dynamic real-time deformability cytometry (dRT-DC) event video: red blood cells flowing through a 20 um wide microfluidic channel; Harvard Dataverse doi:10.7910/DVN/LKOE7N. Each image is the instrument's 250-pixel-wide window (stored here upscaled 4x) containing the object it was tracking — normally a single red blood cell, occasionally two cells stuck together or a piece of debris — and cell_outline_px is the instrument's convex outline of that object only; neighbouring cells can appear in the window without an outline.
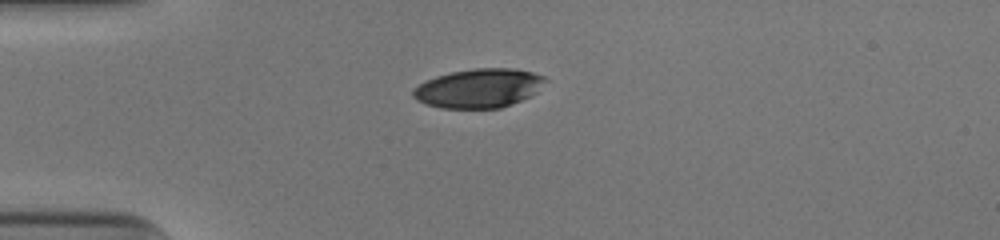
{"species": "human", "species_latin": "Homo sapiens", "temperature_condition": "cold", "stored_images_in_passage": 39, "camera_frame_rate_fps": 3000, "um_per_image_px": 0.085, "donor": {"sex": "male"}, "frame": {"image": 1, "passage_image": 1, "time_ms": 0.0, "image_size_px": [1000, 240], "cell_outline_px": [[548, 80], [536, 92], [520, 100], [500, 108], [440, 108], [416, 100], [412, 96], [412, 92], [420, 84], [436, 76], [452, 72], [472, 68], [512, 68], [532, 72], [544, 76]], "centroid_in_image_um": [40.71, 7.49], "position_along_channel_um": 44.3, "area_um2": 29.82}}
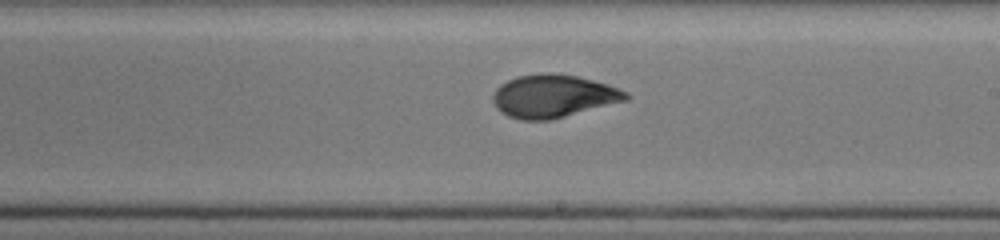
{"frame": {"image": 2, "passage_image": 18, "time_ms": 5.667, "image_size_px": [1000, 240], "cell_outline_px": [[632, 96], [628, 100], [548, 120], [520, 120], [508, 116], [500, 112], [496, 108], [492, 100], [492, 96], [496, 88], [500, 84], [516, 76], [540, 72], [552, 72], [576, 76], [608, 84], [628, 92]], "centroid_in_image_um": [47.01, 8.15], "position_along_channel_um": 242.0, "area_um2": 33.47}}
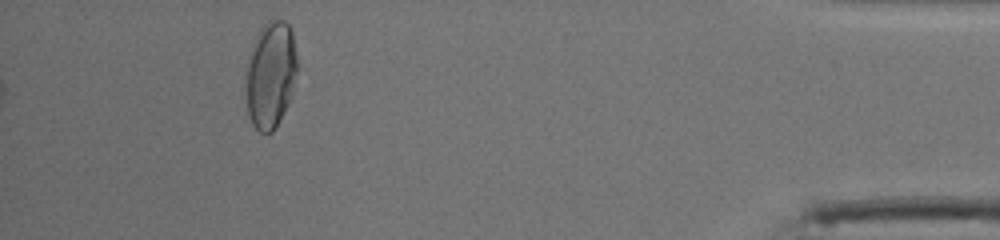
{"frame": {"image": 3, "passage_image": 35, "time_ms": 11.333, "image_size_px": [1000, 240], "cell_outline_px": [[296, 72], [292, 96], [288, 104], [272, 132], [260, 132], [252, 124], [248, 116], [244, 92], [244, 76], [248, 56], [252, 44], [260, 28], [268, 20], [284, 20], [288, 24], [292, 32], [296, 56]], "centroid_in_image_um": [22.95, 6.36], "position_along_channel_um": 412.3, "area_um2": 32.43}, "authors_computed_cell_mechanics": {"area_um2": 32.946, "velocity_mm_per_s": 3.9711, "shape_relaxation_time_tau1_ms": 5.6499, "shape_relaxation_time_tau2_ms": 0.9817, "deformation_change_tau1": 0.1975, "deformation_change_tau2": 0.0593}}